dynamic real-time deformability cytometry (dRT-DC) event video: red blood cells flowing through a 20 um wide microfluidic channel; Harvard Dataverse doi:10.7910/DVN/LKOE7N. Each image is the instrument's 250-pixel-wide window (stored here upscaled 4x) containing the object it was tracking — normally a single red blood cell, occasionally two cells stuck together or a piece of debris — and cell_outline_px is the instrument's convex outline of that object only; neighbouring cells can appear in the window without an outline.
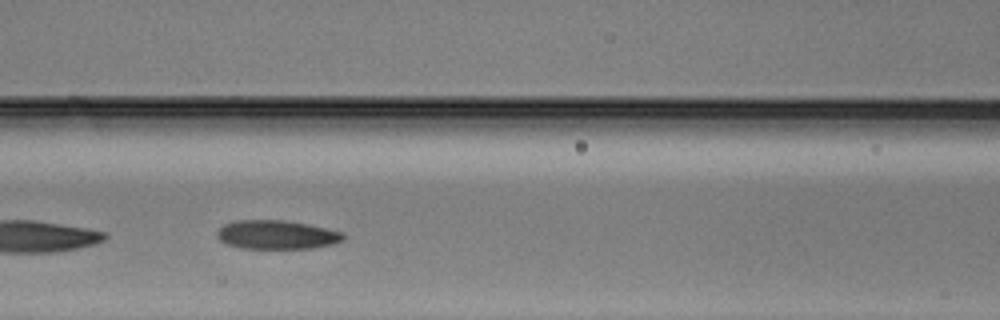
{"species": "Egyptian fruit bat (a non-hibernating species)", "species_latin": "Rousettus aegyptiacus", "temperature_condition": "warm", "stored_images_in_passage": 20, "camera_frame_rate_fps": 3000, "um_per_image_px": 0.085, "animal": {"sex": "male"}, "frame": {"image": 1, "passage_image": 6, "time_ms": 1.667, "image_size_px": [1000, 320], "cell_outline_px": [[344, 240], [332, 244], [312, 248], [240, 248], [228, 244], [220, 240], [216, 236], [216, 232], [224, 224], [236, 220], [284, 220], [344, 232]], "centroid_in_image_um": [23.5, 19.95], "position_along_channel_um": 143.1, "area_um2": 21.04}}
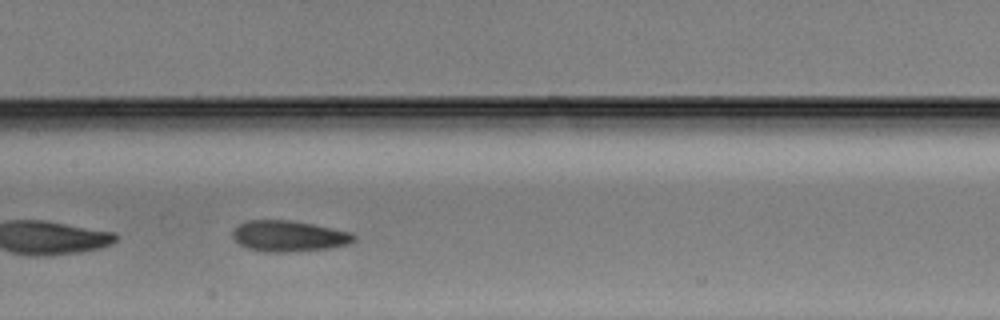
{"frame": {"image": 2, "passage_image": 9, "time_ms": 2.667, "image_size_px": [1000, 320], "cell_outline_px": [[356, 240], [348, 244], [328, 248], [288, 252], [268, 252], [248, 248], [240, 244], [232, 236], [232, 232], [244, 220], [288, 220], [312, 224], [352, 232], [356, 236]], "centroid_in_image_um": [24.57, 20.06], "position_along_channel_um": 182.8, "area_um2": 21.73}}